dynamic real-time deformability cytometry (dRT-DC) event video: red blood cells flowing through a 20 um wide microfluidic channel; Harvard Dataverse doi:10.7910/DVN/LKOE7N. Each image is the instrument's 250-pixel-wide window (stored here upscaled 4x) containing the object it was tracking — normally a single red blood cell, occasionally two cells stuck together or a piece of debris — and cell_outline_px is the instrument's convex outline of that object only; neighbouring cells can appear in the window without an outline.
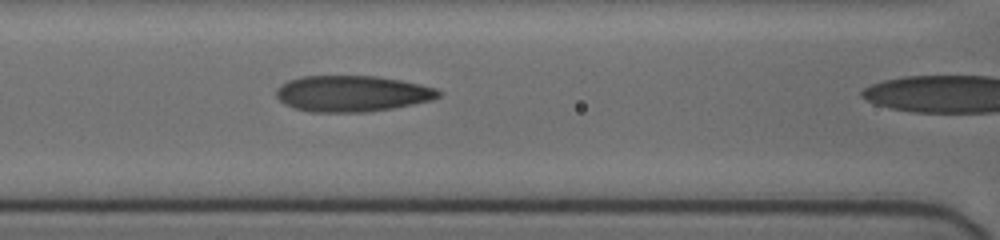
{"species": "human", "species_latin": "Homo sapiens", "temperature_condition": "cold", "stored_images_in_passage": 10, "camera_frame_rate_fps": 3000, "um_per_image_px": 0.085, "donor": {"sex": "female"}, "frame": {"image": 1, "passage_image": 9, "time_ms": 2.667, "image_size_px": [1000, 240], "cell_outline_px": [[440, 96], [432, 100], [392, 108], [364, 112], [312, 112], [296, 108], [284, 104], [276, 96], [276, 88], [288, 80], [300, 76], [376, 76], [400, 80], [420, 84], [436, 88], [440, 92]], "centroid_in_image_um": [29.91, 7.95], "position_along_channel_um": 136.7, "area_um2": 34.04}}